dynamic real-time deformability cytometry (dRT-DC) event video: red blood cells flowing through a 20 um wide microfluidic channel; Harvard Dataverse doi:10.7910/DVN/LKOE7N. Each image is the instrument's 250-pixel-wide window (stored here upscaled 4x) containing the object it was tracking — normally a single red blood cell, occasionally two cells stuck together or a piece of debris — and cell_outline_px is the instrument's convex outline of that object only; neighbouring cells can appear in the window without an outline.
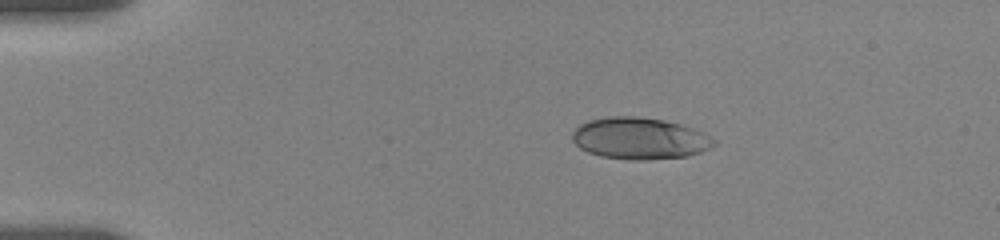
{"species": "human", "species_latin": "Homo sapiens", "temperature_condition": "room temperature", "stored_images_in_passage": 46, "camera_frame_rate_fps": 3000, "um_per_image_px": 0.085, "donor": {"sex": "female"}, "frame": {"image": 1, "passage_image": 1, "time_ms": 0.0, "image_size_px": [1000, 240], "cell_outline_px": [[716, 144], [712, 148], [688, 156], [648, 160], [628, 160], [600, 156], [588, 152], [580, 148], [572, 140], [572, 132], [580, 124], [588, 120], [608, 116], [636, 116], [664, 120], [680, 124], [704, 132], [716, 140]], "centroid_in_image_um": [54.38, 11.77], "position_along_channel_um": 30.6, "area_um2": 34.74}}
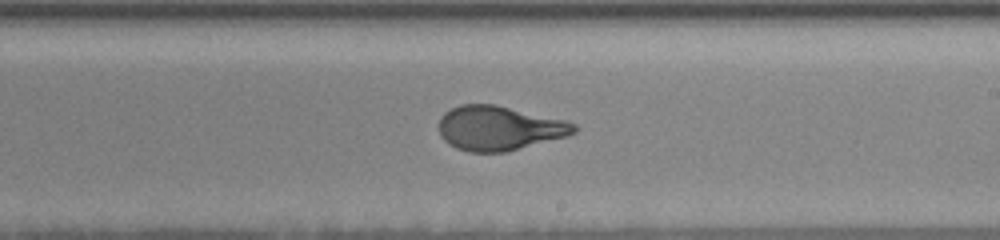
{"frame": {"image": 2, "passage_image": 24, "time_ms": 7.667, "image_size_px": [1000, 240], "cell_outline_px": [[580, 128], [576, 132], [568, 136], [508, 152], [468, 152], [456, 148], [448, 144], [440, 136], [440, 116], [444, 112], [460, 104], [496, 104], [568, 120], [576, 124]], "centroid_in_image_um": [42.48, 10.89], "position_along_channel_um": 246.5, "area_um2": 35.6}}
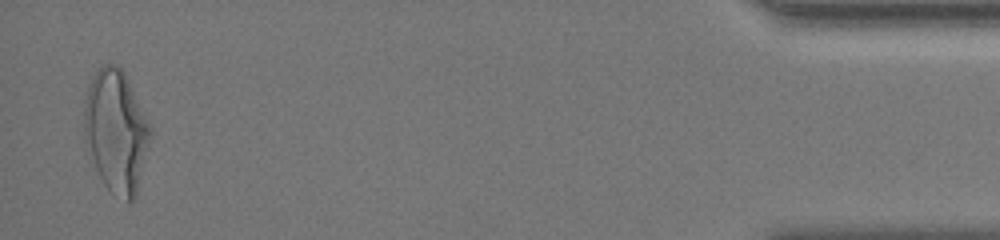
{"frame": {"image": 3, "passage_image": 45, "time_ms": 14.667, "image_size_px": [1000, 240], "cell_outline_px": [[152, 136], [136, 196], [128, 204], [112, 192], [104, 184], [96, 168], [84, 136], [84, 100], [92, 76], [104, 64], [116, 64], [124, 72], [152, 128]], "centroid_in_image_um": [9.89, 11.16], "position_along_channel_um": 425.3, "area_um2": 46.99}, "authors_computed_cell_mechanics": {"area_um2": 35.1424, "velocity_mm_per_s": 3.632, "shape_relaxation_time_tau1_ms": 3.9427, "shape_relaxation_time_tau2_ms": null, "deformation_change_tau1": 0.1755, "deformation_change_tau2": null}}